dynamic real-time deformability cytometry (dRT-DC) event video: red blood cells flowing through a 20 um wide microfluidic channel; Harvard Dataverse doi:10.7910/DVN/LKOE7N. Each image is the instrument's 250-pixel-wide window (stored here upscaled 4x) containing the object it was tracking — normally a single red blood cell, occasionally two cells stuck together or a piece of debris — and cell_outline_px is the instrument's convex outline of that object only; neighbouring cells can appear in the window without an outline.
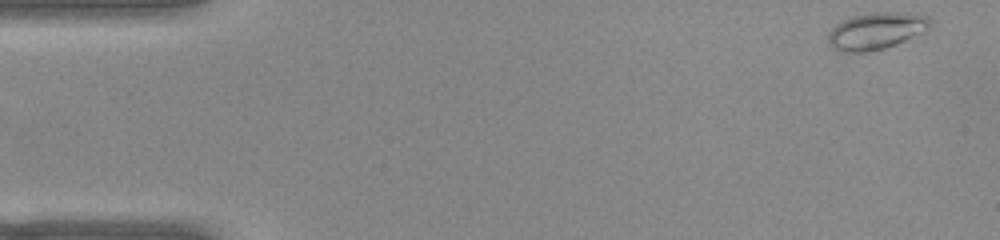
{"species": "common noctule bat (a hibernating species)", "species_latin": "Nyctalus noctula", "temperature_condition": "warm", "stored_images_in_passage": 51, "camera_frame_rate_fps": 3000, "um_per_image_px": 0.085, "animal": {"sex": "female", "body_mass_g": 22.0, "forearm_length_mm": 56.7}, "frame": {"image": 1, "passage_image": 1, "time_ms": 0.0, "image_size_px": [1000, 240], "cell_outline_px": [[932, 20], [928, 28], [924, 32], [896, 44], [884, 48], [868, 52], [840, 52], [832, 48], [828, 44], [828, 32], [836, 24], [852, 16], [872, 12], [896, 12], [928, 16]], "centroid_in_image_um": [74.44, 2.64], "position_along_channel_um": 10.6, "area_um2": 21.96}}
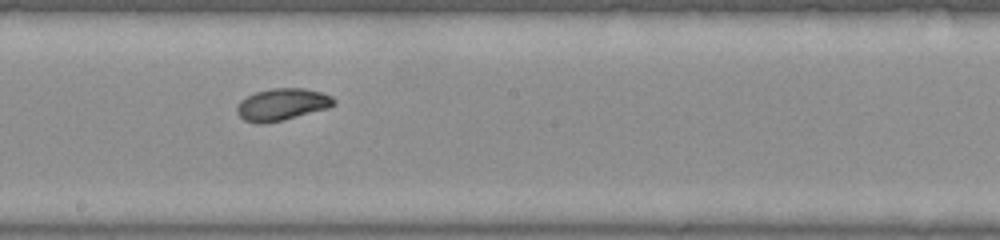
{"frame": {"image": 2, "passage_image": 27, "time_ms": 8.667, "image_size_px": [1000, 240], "cell_outline_px": [[336, 104], [328, 108], [284, 120], [264, 124], [256, 124], [244, 120], [236, 112], [236, 108], [240, 100], [256, 92], [272, 88], [304, 88], [320, 92], [332, 96], [336, 100]], "centroid_in_image_um": [23.97, 8.89], "position_along_channel_um": 224.2, "area_um2": 18.21}}
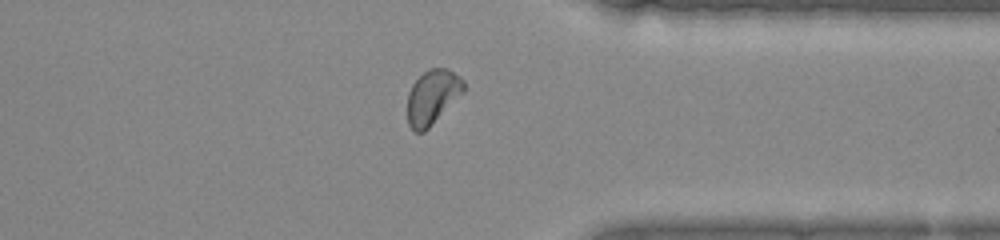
{"frame": {"image": 3, "passage_image": 39, "time_ms": 12.667, "image_size_px": [1000, 240], "cell_outline_px": [[464, 92], [424, 132], [416, 132], [408, 124], [408, 92], [412, 84], [428, 68], [448, 68], [460, 76], [464, 80]], "centroid_in_image_um": [36.77, 8.22], "position_along_channel_um": 374.6, "area_um2": 17.74}, "authors_computed_cell_mechanics": {"area_um2": 18.2648, "velocity_mm_per_s": 3.8984, "shape_relaxation_time_tau1_ms": 2.7579, "shape_relaxation_time_tau2_ms": 1.4128, "deformation_change_tau1": 0.1104, "deformation_change_tau2": 0.0402}}